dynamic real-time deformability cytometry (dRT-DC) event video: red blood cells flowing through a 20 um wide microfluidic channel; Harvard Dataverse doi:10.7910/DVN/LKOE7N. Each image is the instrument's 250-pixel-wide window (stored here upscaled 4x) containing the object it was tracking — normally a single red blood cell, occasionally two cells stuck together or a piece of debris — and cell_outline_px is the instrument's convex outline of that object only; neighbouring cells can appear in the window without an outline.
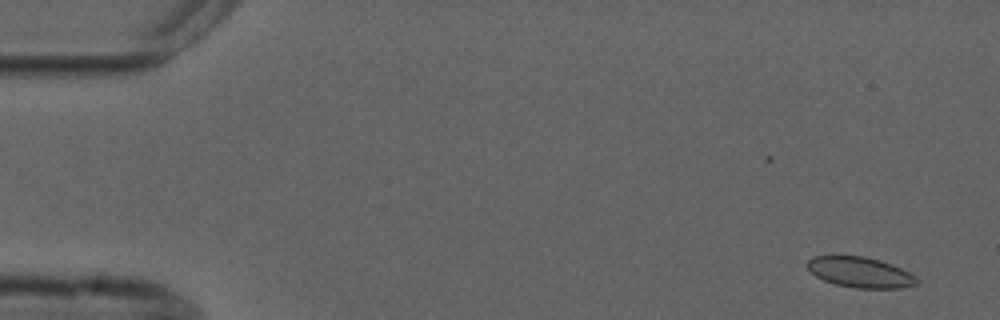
{"species": "common noctule bat (a hibernating species)", "species_latin": "Nyctalus noctula", "temperature_condition": "cold", "stored_images_in_passage": 9, "camera_frame_rate_fps": 3000, "um_per_image_px": 0.085, "animal": {"sex": "male", "forearm_length_mm": 52.5}, "frame": {"image": 1, "passage_image": 1, "time_ms": 0.0, "image_size_px": [1000, 320], "cell_outline_px": [[920, 280], [916, 284], [900, 288], [856, 288], [836, 284], [824, 280], [816, 276], [808, 268], [808, 260], [812, 256], [864, 256], [880, 260], [892, 264], [916, 276]], "centroid_in_image_um": [73.14, 23.14], "position_along_channel_um": 11.9, "area_um2": 19.31}}
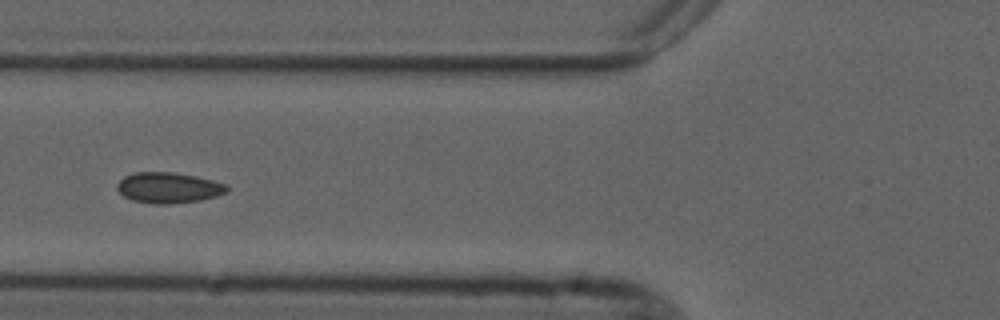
{"frame": {"image": 2, "passage_image": 6, "time_ms": 6.0, "image_size_px": [1000, 320], "cell_outline_px": [[228, 192], [216, 196], [200, 200], [168, 204], [156, 204], [132, 200], [124, 196], [116, 188], [116, 184], [124, 176], [136, 172], [172, 172], [196, 176], [228, 184]], "centroid_in_image_um": [14.33, 15.95], "position_along_channel_um": 111.5, "area_um2": 19.65}}
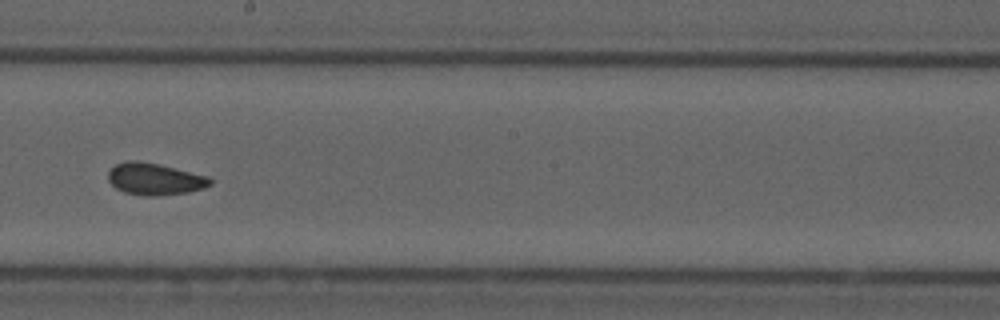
{"frame": {"image": 3, "passage_image": 9, "time_ms": 9.333, "image_size_px": [1000, 320], "cell_outline_px": [[212, 184], [204, 188], [188, 192], [156, 196], [148, 196], [124, 192], [116, 188], [108, 180], [108, 172], [116, 164], [128, 160], [136, 160], [160, 164], [208, 176], [212, 180]], "centroid_in_image_um": [13.16, 15.21], "position_along_channel_um": 235.0, "area_um2": 18.96}}